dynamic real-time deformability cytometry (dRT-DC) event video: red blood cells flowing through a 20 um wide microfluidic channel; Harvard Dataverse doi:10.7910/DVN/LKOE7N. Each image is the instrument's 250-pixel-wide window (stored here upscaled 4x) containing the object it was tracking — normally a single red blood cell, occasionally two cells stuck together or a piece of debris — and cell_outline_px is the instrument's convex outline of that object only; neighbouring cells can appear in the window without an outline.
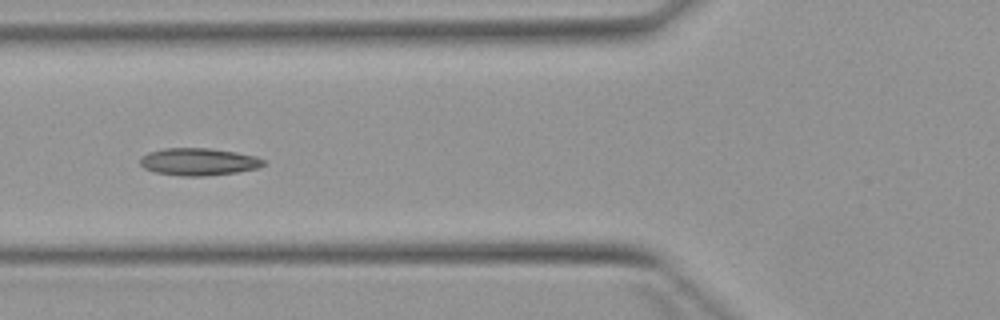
{"species": "Egyptian fruit bat (a non-hibernating species)", "species_latin": "Rousettus aegyptiacus", "temperature_condition": "warm", "stored_images_in_passage": 2, "camera_frame_rate_fps": 3000, "um_per_image_px": 0.085, "animal": {"sex": "female"}, "frame": {"image": 1, "passage_image": 2, "time_ms": 1.0, "image_size_px": [1000, 320], "cell_outline_px": [[268, 164], [256, 168], [236, 172], [204, 176], [180, 176], [152, 172], [144, 168], [140, 164], [140, 156], [148, 152], [164, 148], [208, 148], [236, 152], [256, 156], [268, 160]], "centroid_in_image_um": [16.88, 13.75], "position_along_channel_um": 108.9, "area_um2": 19.94}}